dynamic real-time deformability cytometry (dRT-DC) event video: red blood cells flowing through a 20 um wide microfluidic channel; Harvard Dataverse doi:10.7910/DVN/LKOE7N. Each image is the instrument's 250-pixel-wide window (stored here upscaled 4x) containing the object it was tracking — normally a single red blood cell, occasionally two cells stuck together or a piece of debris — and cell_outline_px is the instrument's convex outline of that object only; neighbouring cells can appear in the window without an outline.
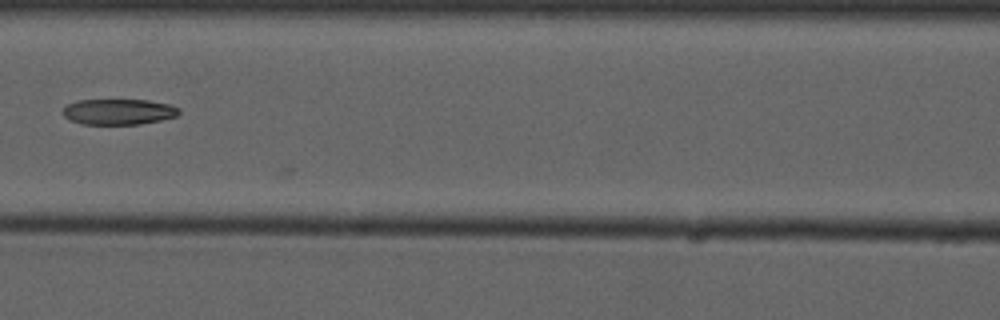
{"species": "common noctule bat (a hibernating species)", "species_latin": "Nyctalus noctula", "temperature_condition": "cold", "stored_images_in_passage": 5, "camera_frame_rate_fps": 3000, "um_per_image_px": 0.085, "animal": {"sex": "male", "forearm_length_mm": 52.5}, "frame": {"image": 1, "passage_image": 5, "time_ms": 4.667, "image_size_px": [1000, 320], "cell_outline_px": [[180, 112], [176, 116], [160, 120], [140, 124], [80, 124], [64, 116], [64, 108], [68, 104], [76, 100], [148, 100], [168, 104], [180, 108]], "centroid_in_image_um": [10.09, 9.49], "position_along_channel_um": 156.5, "area_um2": 17.28}}